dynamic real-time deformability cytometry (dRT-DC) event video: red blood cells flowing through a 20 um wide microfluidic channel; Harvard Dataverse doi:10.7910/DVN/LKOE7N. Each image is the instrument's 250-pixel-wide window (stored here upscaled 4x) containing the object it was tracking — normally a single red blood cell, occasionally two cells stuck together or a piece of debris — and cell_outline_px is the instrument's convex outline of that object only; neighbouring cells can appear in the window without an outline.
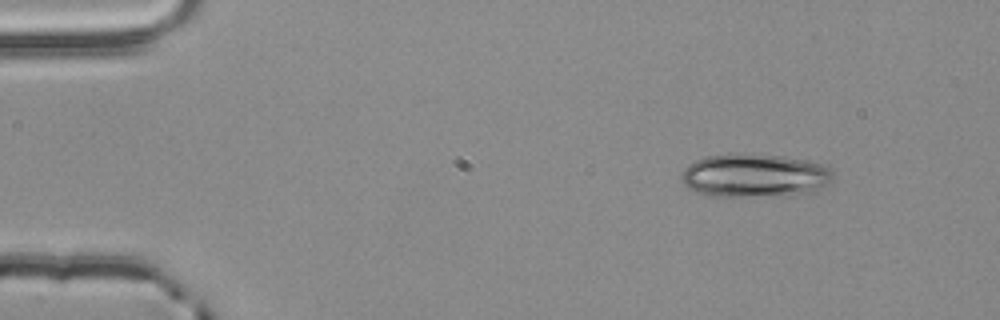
{"species": "common noctule bat (a hibernating species)", "species_latin": "Nyctalus noctula", "temperature_condition": "room temperature", "stored_images_in_passage": 3, "camera_frame_rate_fps": 3000, "um_per_image_px": 0.085, "animal": {"sex": "male", "body_mass_g": 20.4}, "frame": {"image": 1, "passage_image": 1, "time_ms": 0.0, "image_size_px": [1000, 320], "cell_outline_px": [[832, 184], [812, 192], [792, 196], [712, 196], [696, 192], [688, 188], [680, 180], [680, 176], [684, 168], [688, 164], [704, 156], [736, 152], [740, 152], [784, 156], [804, 160], [820, 164], [832, 168]], "centroid_in_image_um": [64.15, 14.91], "position_along_channel_um": 20.9, "area_um2": 39.36}}